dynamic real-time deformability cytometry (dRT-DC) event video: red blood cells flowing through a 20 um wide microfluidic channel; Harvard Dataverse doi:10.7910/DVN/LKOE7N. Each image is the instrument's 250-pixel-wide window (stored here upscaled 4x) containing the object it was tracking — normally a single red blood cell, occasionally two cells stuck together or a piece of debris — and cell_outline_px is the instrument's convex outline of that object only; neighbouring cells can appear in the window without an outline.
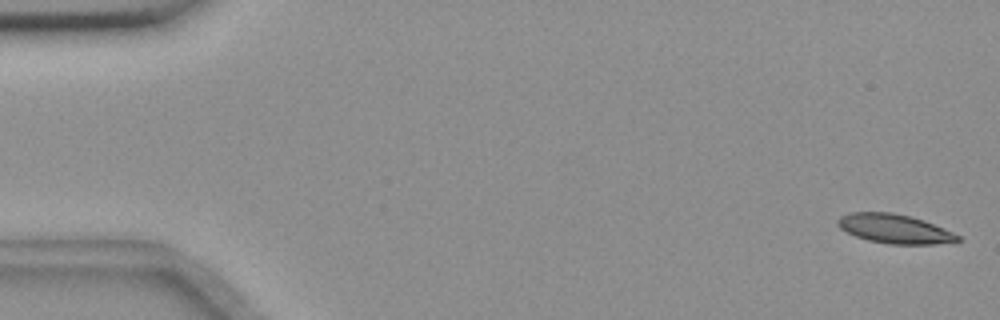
{"species": "common noctule bat (a hibernating species)", "species_latin": "Nyctalus noctula", "temperature_condition": "room temperature", "stored_images_in_passage": 57, "camera_frame_rate_fps": 3000, "um_per_image_px": 0.085, "animal": {"sex": "female", "body_mass_g": 18.4}, "frame": {"image": 1, "passage_image": 2, "time_ms": 0.333, "image_size_px": [1000, 320], "cell_outline_px": [[960, 240], [932, 244], [888, 244], [868, 240], [856, 236], [840, 228], [836, 224], [836, 220], [840, 216], [848, 212], [892, 212], [924, 220], [944, 228], [960, 236]], "centroid_in_image_um": [75.99, 19.43], "position_along_channel_um": 9.0, "area_um2": 20.29}}
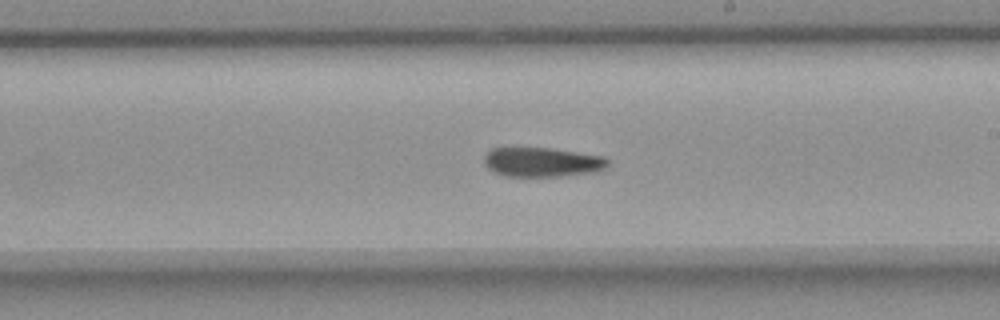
{"frame": {"image": 2, "passage_image": 33, "time_ms": 10.667, "image_size_px": [1000, 320], "cell_outline_px": [[608, 164], [604, 168], [596, 172], [560, 176], [504, 176], [492, 172], [484, 164], [484, 156], [492, 148], [548, 148], [604, 156], [608, 160]], "centroid_in_image_um": [46.06, 13.79], "position_along_channel_um": 242.9, "area_um2": 21.15}}
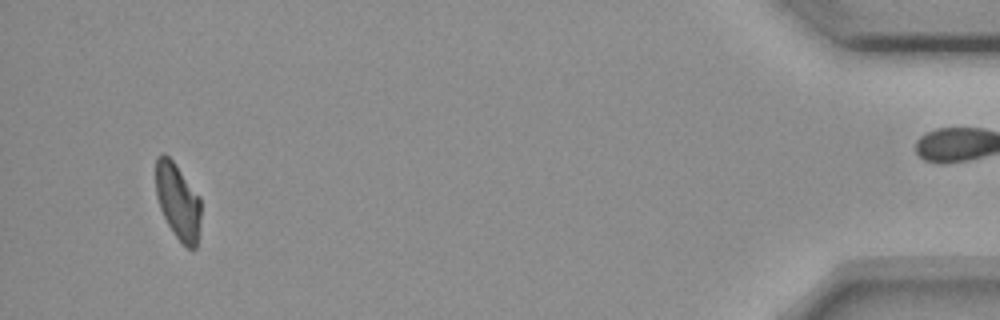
{"frame": {"image": 3, "passage_image": 54, "time_ms": 17.667, "image_size_px": [1000, 320], "cell_outline_px": [[200, 228], [196, 248], [188, 248], [176, 236], [168, 224], [160, 208], [156, 196], [156, 156], [164, 152], [172, 160], [200, 196]], "centroid_in_image_um": [15.12, 17.1], "position_along_channel_um": 420.1, "area_um2": 19.88}, "authors_computed_cell_mechanics": {"area_um2": 21.386, "velocity_mm_per_s": 3.6223, "shape_relaxation_time_tau1_ms": null, "shape_relaxation_time_tau2_ms": 8.5902, "deformation_change_tau1": null, "deformation_change_tau2": 0.1654}}